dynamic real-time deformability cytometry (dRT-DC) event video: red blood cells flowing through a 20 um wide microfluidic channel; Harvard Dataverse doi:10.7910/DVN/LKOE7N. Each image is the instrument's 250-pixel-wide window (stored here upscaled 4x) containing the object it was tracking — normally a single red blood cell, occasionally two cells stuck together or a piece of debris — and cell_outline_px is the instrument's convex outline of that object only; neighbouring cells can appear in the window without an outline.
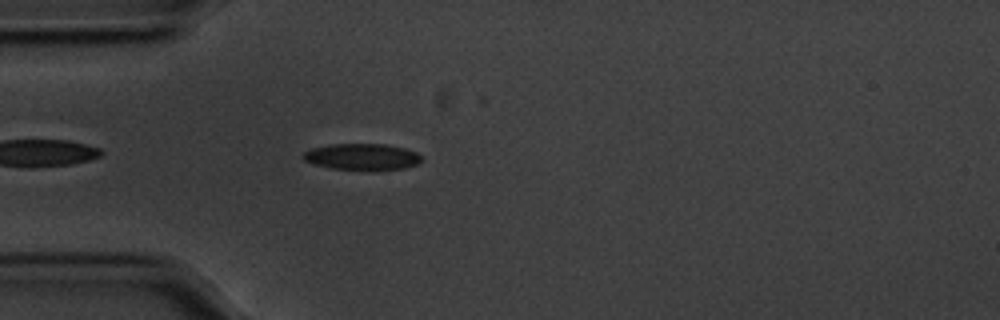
{"species": "common noctule bat (a hibernating species)", "species_latin": "Nyctalus noctula", "temperature_condition": "cold", "stored_images_in_passage": 20, "camera_frame_rate_fps": 3000, "um_per_image_px": 0.085, "animal": {"sex": "male", "body_mass_g": 20.1, "forearm_length_mm": 53.5}, "frame": {"image": 1, "passage_image": 4, "time_ms": 1.0, "image_size_px": [1000, 320], "cell_outline_px": [[424, 160], [416, 164], [404, 168], [372, 172], [332, 168], [312, 164], [304, 160], [300, 156], [304, 152], [312, 148], [332, 144], [384, 144], [404, 148], [416, 152]], "centroid_in_image_um": [30.77, 13.35], "position_along_channel_um": 54.2, "area_um2": 18.67}}
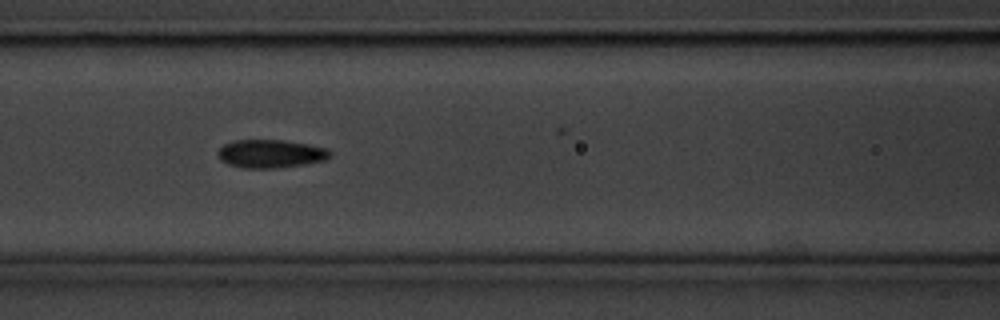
{"frame": {"image": 2, "passage_image": 12, "time_ms": 3.667, "image_size_px": [1000, 320], "cell_outline_px": [[332, 152], [324, 160], [304, 164], [276, 168], [244, 168], [228, 164], [220, 160], [216, 152], [224, 144], [232, 140], [284, 140], [308, 144], [328, 148]], "centroid_in_image_um": [22.97, 13.06], "position_along_channel_um": 143.6, "area_um2": 18.5}}